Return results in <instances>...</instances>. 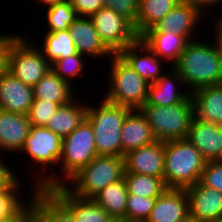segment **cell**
<instances>
[{"label":"cell","instance_id":"25","mask_svg":"<svg viewBox=\"0 0 222 222\" xmlns=\"http://www.w3.org/2000/svg\"><path fill=\"white\" fill-rule=\"evenodd\" d=\"M30 193L28 199L36 209L37 222H76L71 211L50 190L32 188Z\"/></svg>","mask_w":222,"mask_h":222},{"label":"cell","instance_id":"43","mask_svg":"<svg viewBox=\"0 0 222 222\" xmlns=\"http://www.w3.org/2000/svg\"><path fill=\"white\" fill-rule=\"evenodd\" d=\"M180 2L187 3L194 8H197L202 13L205 12V9H203L204 7L208 8L209 6L211 7L212 5L219 4L220 2L222 3V0H180Z\"/></svg>","mask_w":222,"mask_h":222},{"label":"cell","instance_id":"37","mask_svg":"<svg viewBox=\"0 0 222 222\" xmlns=\"http://www.w3.org/2000/svg\"><path fill=\"white\" fill-rule=\"evenodd\" d=\"M103 4L104 7L114 10L128 19L133 24L136 32L139 0H103Z\"/></svg>","mask_w":222,"mask_h":222},{"label":"cell","instance_id":"46","mask_svg":"<svg viewBox=\"0 0 222 222\" xmlns=\"http://www.w3.org/2000/svg\"><path fill=\"white\" fill-rule=\"evenodd\" d=\"M181 222H197V221L195 219H193V218L188 216L185 220H183Z\"/></svg>","mask_w":222,"mask_h":222},{"label":"cell","instance_id":"26","mask_svg":"<svg viewBox=\"0 0 222 222\" xmlns=\"http://www.w3.org/2000/svg\"><path fill=\"white\" fill-rule=\"evenodd\" d=\"M75 99L61 105L45 126L61 138L71 134L86 118L87 105Z\"/></svg>","mask_w":222,"mask_h":222},{"label":"cell","instance_id":"4","mask_svg":"<svg viewBox=\"0 0 222 222\" xmlns=\"http://www.w3.org/2000/svg\"><path fill=\"white\" fill-rule=\"evenodd\" d=\"M99 107L87 105L86 119L94 134L97 155L122 157L121 129L132 110L103 99Z\"/></svg>","mask_w":222,"mask_h":222},{"label":"cell","instance_id":"14","mask_svg":"<svg viewBox=\"0 0 222 222\" xmlns=\"http://www.w3.org/2000/svg\"><path fill=\"white\" fill-rule=\"evenodd\" d=\"M189 216L185 189L168 188L156 198L145 222H181Z\"/></svg>","mask_w":222,"mask_h":222},{"label":"cell","instance_id":"35","mask_svg":"<svg viewBox=\"0 0 222 222\" xmlns=\"http://www.w3.org/2000/svg\"><path fill=\"white\" fill-rule=\"evenodd\" d=\"M20 182H16L8 191L0 195V222L12 218L18 213L25 205L27 201H24L18 193Z\"/></svg>","mask_w":222,"mask_h":222},{"label":"cell","instance_id":"48","mask_svg":"<svg viewBox=\"0 0 222 222\" xmlns=\"http://www.w3.org/2000/svg\"><path fill=\"white\" fill-rule=\"evenodd\" d=\"M212 222H222V219H218V220L212 221Z\"/></svg>","mask_w":222,"mask_h":222},{"label":"cell","instance_id":"3","mask_svg":"<svg viewBox=\"0 0 222 222\" xmlns=\"http://www.w3.org/2000/svg\"><path fill=\"white\" fill-rule=\"evenodd\" d=\"M164 153L167 188L186 189L200 181L207 161L188 139L164 142Z\"/></svg>","mask_w":222,"mask_h":222},{"label":"cell","instance_id":"41","mask_svg":"<svg viewBox=\"0 0 222 222\" xmlns=\"http://www.w3.org/2000/svg\"><path fill=\"white\" fill-rule=\"evenodd\" d=\"M0 158V195L8 191L17 181L21 180L16 173ZM8 166V167H7Z\"/></svg>","mask_w":222,"mask_h":222},{"label":"cell","instance_id":"5","mask_svg":"<svg viewBox=\"0 0 222 222\" xmlns=\"http://www.w3.org/2000/svg\"><path fill=\"white\" fill-rule=\"evenodd\" d=\"M110 59V88L104 100L132 110L140 109L146 103L150 84L119 54H113Z\"/></svg>","mask_w":222,"mask_h":222},{"label":"cell","instance_id":"19","mask_svg":"<svg viewBox=\"0 0 222 222\" xmlns=\"http://www.w3.org/2000/svg\"><path fill=\"white\" fill-rule=\"evenodd\" d=\"M30 127L27 115L0 108V152H20L29 135Z\"/></svg>","mask_w":222,"mask_h":222},{"label":"cell","instance_id":"22","mask_svg":"<svg viewBox=\"0 0 222 222\" xmlns=\"http://www.w3.org/2000/svg\"><path fill=\"white\" fill-rule=\"evenodd\" d=\"M156 141L145 115L140 109L131 110L122 125L121 143L122 157L139 147Z\"/></svg>","mask_w":222,"mask_h":222},{"label":"cell","instance_id":"8","mask_svg":"<svg viewBox=\"0 0 222 222\" xmlns=\"http://www.w3.org/2000/svg\"><path fill=\"white\" fill-rule=\"evenodd\" d=\"M50 67L39 46H31L26 37L20 36L13 43L8 57V72L26 85L35 86Z\"/></svg>","mask_w":222,"mask_h":222},{"label":"cell","instance_id":"44","mask_svg":"<svg viewBox=\"0 0 222 222\" xmlns=\"http://www.w3.org/2000/svg\"><path fill=\"white\" fill-rule=\"evenodd\" d=\"M216 25H215V38L214 40L216 41L218 47L220 48L221 52H222V16L220 17V19L216 20Z\"/></svg>","mask_w":222,"mask_h":222},{"label":"cell","instance_id":"24","mask_svg":"<svg viewBox=\"0 0 222 222\" xmlns=\"http://www.w3.org/2000/svg\"><path fill=\"white\" fill-rule=\"evenodd\" d=\"M139 38L161 60H171V67L177 63L181 53L189 42L184 36L172 31H145Z\"/></svg>","mask_w":222,"mask_h":222},{"label":"cell","instance_id":"29","mask_svg":"<svg viewBox=\"0 0 222 222\" xmlns=\"http://www.w3.org/2000/svg\"><path fill=\"white\" fill-rule=\"evenodd\" d=\"M180 0H139L136 34L140 36L163 19Z\"/></svg>","mask_w":222,"mask_h":222},{"label":"cell","instance_id":"33","mask_svg":"<svg viewBox=\"0 0 222 222\" xmlns=\"http://www.w3.org/2000/svg\"><path fill=\"white\" fill-rule=\"evenodd\" d=\"M155 201L156 198L127 194V205L123 220L125 222H145L154 207Z\"/></svg>","mask_w":222,"mask_h":222},{"label":"cell","instance_id":"38","mask_svg":"<svg viewBox=\"0 0 222 222\" xmlns=\"http://www.w3.org/2000/svg\"><path fill=\"white\" fill-rule=\"evenodd\" d=\"M200 182L222 193V160L207 162L202 171Z\"/></svg>","mask_w":222,"mask_h":222},{"label":"cell","instance_id":"39","mask_svg":"<svg viewBox=\"0 0 222 222\" xmlns=\"http://www.w3.org/2000/svg\"><path fill=\"white\" fill-rule=\"evenodd\" d=\"M77 16L90 17L104 7L103 0H69Z\"/></svg>","mask_w":222,"mask_h":222},{"label":"cell","instance_id":"10","mask_svg":"<svg viewBox=\"0 0 222 222\" xmlns=\"http://www.w3.org/2000/svg\"><path fill=\"white\" fill-rule=\"evenodd\" d=\"M62 140L63 138L45 126L31 125L29 135L19 154L29 155L28 157L36 162L35 167L39 164L41 167L49 166L47 170L51 171L55 169L52 168L53 164L57 165L61 158Z\"/></svg>","mask_w":222,"mask_h":222},{"label":"cell","instance_id":"30","mask_svg":"<svg viewBox=\"0 0 222 222\" xmlns=\"http://www.w3.org/2000/svg\"><path fill=\"white\" fill-rule=\"evenodd\" d=\"M40 49L45 59L52 64L60 58L76 54L77 49L68 30L46 33L43 47Z\"/></svg>","mask_w":222,"mask_h":222},{"label":"cell","instance_id":"16","mask_svg":"<svg viewBox=\"0 0 222 222\" xmlns=\"http://www.w3.org/2000/svg\"><path fill=\"white\" fill-rule=\"evenodd\" d=\"M34 100L33 87L6 71L0 75V108L27 115Z\"/></svg>","mask_w":222,"mask_h":222},{"label":"cell","instance_id":"12","mask_svg":"<svg viewBox=\"0 0 222 222\" xmlns=\"http://www.w3.org/2000/svg\"><path fill=\"white\" fill-rule=\"evenodd\" d=\"M164 160V142L156 140L124 155L125 172L164 179Z\"/></svg>","mask_w":222,"mask_h":222},{"label":"cell","instance_id":"9","mask_svg":"<svg viewBox=\"0 0 222 222\" xmlns=\"http://www.w3.org/2000/svg\"><path fill=\"white\" fill-rule=\"evenodd\" d=\"M90 19L100 40L113 54H118L139 38L133 24L110 8L102 7Z\"/></svg>","mask_w":222,"mask_h":222},{"label":"cell","instance_id":"2","mask_svg":"<svg viewBox=\"0 0 222 222\" xmlns=\"http://www.w3.org/2000/svg\"><path fill=\"white\" fill-rule=\"evenodd\" d=\"M201 42L196 38L189 41L173 66L189 92L222 84V52L215 40L213 44Z\"/></svg>","mask_w":222,"mask_h":222},{"label":"cell","instance_id":"32","mask_svg":"<svg viewBox=\"0 0 222 222\" xmlns=\"http://www.w3.org/2000/svg\"><path fill=\"white\" fill-rule=\"evenodd\" d=\"M46 12L48 33L68 30L78 17L69 0H63L49 6Z\"/></svg>","mask_w":222,"mask_h":222},{"label":"cell","instance_id":"13","mask_svg":"<svg viewBox=\"0 0 222 222\" xmlns=\"http://www.w3.org/2000/svg\"><path fill=\"white\" fill-rule=\"evenodd\" d=\"M187 139L207 161L222 159V126L193 117Z\"/></svg>","mask_w":222,"mask_h":222},{"label":"cell","instance_id":"7","mask_svg":"<svg viewBox=\"0 0 222 222\" xmlns=\"http://www.w3.org/2000/svg\"><path fill=\"white\" fill-rule=\"evenodd\" d=\"M156 140L167 142L187 139L194 117L191 95L178 104L168 106L143 105L140 108Z\"/></svg>","mask_w":222,"mask_h":222},{"label":"cell","instance_id":"28","mask_svg":"<svg viewBox=\"0 0 222 222\" xmlns=\"http://www.w3.org/2000/svg\"><path fill=\"white\" fill-rule=\"evenodd\" d=\"M127 187L124 179L111 183L92 199L113 219H123L127 205Z\"/></svg>","mask_w":222,"mask_h":222},{"label":"cell","instance_id":"23","mask_svg":"<svg viewBox=\"0 0 222 222\" xmlns=\"http://www.w3.org/2000/svg\"><path fill=\"white\" fill-rule=\"evenodd\" d=\"M194 117L222 126V84L204 86L191 93Z\"/></svg>","mask_w":222,"mask_h":222},{"label":"cell","instance_id":"42","mask_svg":"<svg viewBox=\"0 0 222 222\" xmlns=\"http://www.w3.org/2000/svg\"><path fill=\"white\" fill-rule=\"evenodd\" d=\"M1 222H37L36 209L34 204L29 200V203L25 205L12 218Z\"/></svg>","mask_w":222,"mask_h":222},{"label":"cell","instance_id":"45","mask_svg":"<svg viewBox=\"0 0 222 222\" xmlns=\"http://www.w3.org/2000/svg\"><path fill=\"white\" fill-rule=\"evenodd\" d=\"M36 1H37V3L39 2V4H41V3L44 4L48 8L49 6H52L55 3H58V2L63 1V0H36Z\"/></svg>","mask_w":222,"mask_h":222},{"label":"cell","instance_id":"40","mask_svg":"<svg viewBox=\"0 0 222 222\" xmlns=\"http://www.w3.org/2000/svg\"><path fill=\"white\" fill-rule=\"evenodd\" d=\"M21 35L10 34V35H0V75L8 71V57L13 46V43L20 37Z\"/></svg>","mask_w":222,"mask_h":222},{"label":"cell","instance_id":"20","mask_svg":"<svg viewBox=\"0 0 222 222\" xmlns=\"http://www.w3.org/2000/svg\"><path fill=\"white\" fill-rule=\"evenodd\" d=\"M167 70L170 72L166 73L164 71V75L156 82L150 84L147 100L144 105L168 106L178 104L185 101L191 95V92H185L183 90L181 92L177 90L178 84L185 86L183 78L173 67Z\"/></svg>","mask_w":222,"mask_h":222},{"label":"cell","instance_id":"21","mask_svg":"<svg viewBox=\"0 0 222 222\" xmlns=\"http://www.w3.org/2000/svg\"><path fill=\"white\" fill-rule=\"evenodd\" d=\"M50 191L71 211L76 222H110L113 219L93 199L77 197L65 186H56Z\"/></svg>","mask_w":222,"mask_h":222},{"label":"cell","instance_id":"1","mask_svg":"<svg viewBox=\"0 0 222 222\" xmlns=\"http://www.w3.org/2000/svg\"><path fill=\"white\" fill-rule=\"evenodd\" d=\"M96 156L97 151L92 126L85 118L71 134L62 140V153L58 163L62 168V173L56 175L51 171L52 174L49 173L48 176H43V173H39L42 177H39L40 175L37 177L36 173L34 176L36 178H34V184L32 183V186L46 190H50L56 186H65L75 174ZM59 175L60 178H58Z\"/></svg>","mask_w":222,"mask_h":222},{"label":"cell","instance_id":"36","mask_svg":"<svg viewBox=\"0 0 222 222\" xmlns=\"http://www.w3.org/2000/svg\"><path fill=\"white\" fill-rule=\"evenodd\" d=\"M59 107V104L51 101L34 99L27 114L30 124L32 126H46Z\"/></svg>","mask_w":222,"mask_h":222},{"label":"cell","instance_id":"34","mask_svg":"<svg viewBox=\"0 0 222 222\" xmlns=\"http://www.w3.org/2000/svg\"><path fill=\"white\" fill-rule=\"evenodd\" d=\"M85 55L76 53L70 55L66 58H60L51 64L50 69L57 74L61 79L67 81L72 85V78L76 77L82 73L84 66L88 60L84 61Z\"/></svg>","mask_w":222,"mask_h":222},{"label":"cell","instance_id":"18","mask_svg":"<svg viewBox=\"0 0 222 222\" xmlns=\"http://www.w3.org/2000/svg\"><path fill=\"white\" fill-rule=\"evenodd\" d=\"M204 16L197 8L187 3L179 2L163 19L146 31H172L184 36L188 41L195 40L194 28ZM192 34V35H191Z\"/></svg>","mask_w":222,"mask_h":222},{"label":"cell","instance_id":"15","mask_svg":"<svg viewBox=\"0 0 222 222\" xmlns=\"http://www.w3.org/2000/svg\"><path fill=\"white\" fill-rule=\"evenodd\" d=\"M118 54L149 84L156 82L164 74L163 65L161 66L164 60H161L140 38Z\"/></svg>","mask_w":222,"mask_h":222},{"label":"cell","instance_id":"11","mask_svg":"<svg viewBox=\"0 0 222 222\" xmlns=\"http://www.w3.org/2000/svg\"><path fill=\"white\" fill-rule=\"evenodd\" d=\"M188 196L189 217L197 222L222 219V193L200 181L185 189Z\"/></svg>","mask_w":222,"mask_h":222},{"label":"cell","instance_id":"47","mask_svg":"<svg viewBox=\"0 0 222 222\" xmlns=\"http://www.w3.org/2000/svg\"><path fill=\"white\" fill-rule=\"evenodd\" d=\"M110 222H125L123 219H112Z\"/></svg>","mask_w":222,"mask_h":222},{"label":"cell","instance_id":"17","mask_svg":"<svg viewBox=\"0 0 222 222\" xmlns=\"http://www.w3.org/2000/svg\"><path fill=\"white\" fill-rule=\"evenodd\" d=\"M69 34L73 38L77 52L87 57L100 59L111 57L113 53L100 40L98 32L90 17L78 16L69 26ZM108 55V56H107Z\"/></svg>","mask_w":222,"mask_h":222},{"label":"cell","instance_id":"31","mask_svg":"<svg viewBox=\"0 0 222 222\" xmlns=\"http://www.w3.org/2000/svg\"><path fill=\"white\" fill-rule=\"evenodd\" d=\"M124 181L128 194L137 196L157 198L168 189L164 179L150 175L125 172Z\"/></svg>","mask_w":222,"mask_h":222},{"label":"cell","instance_id":"6","mask_svg":"<svg viewBox=\"0 0 222 222\" xmlns=\"http://www.w3.org/2000/svg\"><path fill=\"white\" fill-rule=\"evenodd\" d=\"M124 174V157L97 155L68 181L74 187H65L77 197L92 199L111 183L124 179Z\"/></svg>","mask_w":222,"mask_h":222},{"label":"cell","instance_id":"27","mask_svg":"<svg viewBox=\"0 0 222 222\" xmlns=\"http://www.w3.org/2000/svg\"><path fill=\"white\" fill-rule=\"evenodd\" d=\"M72 88V85L61 79L50 69L38 83L33 86L34 99L51 101L61 106L74 99V90Z\"/></svg>","mask_w":222,"mask_h":222}]
</instances>
